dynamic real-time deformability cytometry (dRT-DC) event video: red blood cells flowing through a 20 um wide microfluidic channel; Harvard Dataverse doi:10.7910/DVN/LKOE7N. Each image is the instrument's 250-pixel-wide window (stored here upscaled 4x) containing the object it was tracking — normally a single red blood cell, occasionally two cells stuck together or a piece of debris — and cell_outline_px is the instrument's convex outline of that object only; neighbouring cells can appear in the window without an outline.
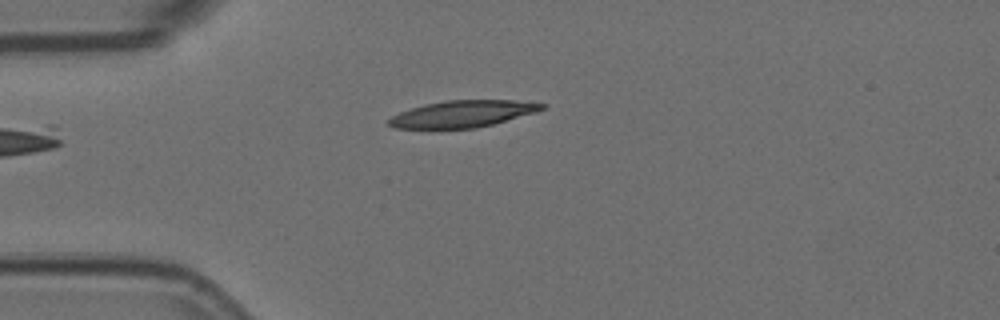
{"species": "Egyptian fruit bat (a non-hibernating species)", "species_latin": "Rousettus aegyptiacus", "temperature_condition": "room temperature", "stored_images_in_passage": 5, "camera_frame_rate_fps": 3000, "um_per_image_px": 0.085, "animal": {"sex": "female"}, "frame": {"image": 1, "passage_image": 5, "time_ms": 1.333, "image_size_px": [1000, 320], "cell_outline_px": [[548, 104], [544, 108], [536, 112], [492, 124], [476, 128], [392, 128], [388, 124], [388, 120], [392, 116], [400, 112], [412, 108], [444, 100], [516, 100]], "centroid_in_image_um": [39.34, 9.67], "position_along_channel_um": 45.7, "area_um2": 23.64}}